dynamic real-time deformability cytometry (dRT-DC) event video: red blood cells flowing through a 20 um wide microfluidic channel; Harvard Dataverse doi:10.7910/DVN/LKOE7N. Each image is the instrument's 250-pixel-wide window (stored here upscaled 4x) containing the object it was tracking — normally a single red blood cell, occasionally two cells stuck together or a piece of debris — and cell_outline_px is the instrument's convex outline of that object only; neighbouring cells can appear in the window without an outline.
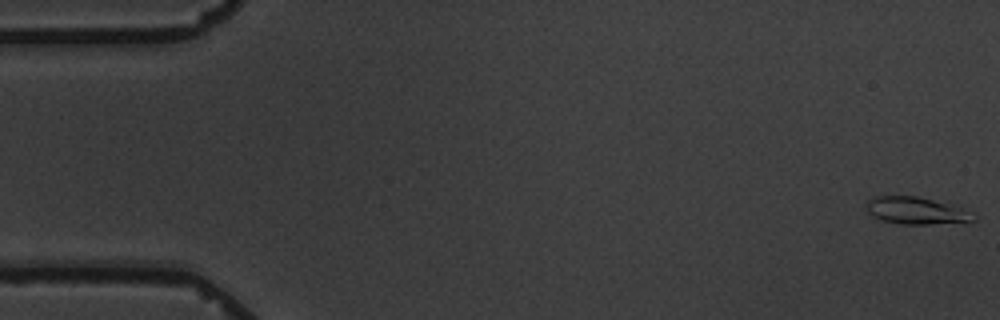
{"species": "common noctule bat (a hibernating species)", "species_latin": "Nyctalus noctula", "temperature_condition": "warm", "stored_images_in_passage": 5, "camera_frame_rate_fps": 3000, "um_per_image_px": 0.085, "animal": {"sex": "male", "body_mass_g": 19.5, "forearm_length_mm": 54.6}, "frame": {"image": 1, "passage_image": 1, "time_ms": 0.0, "image_size_px": [1000, 320], "cell_outline_px": [[976, 220], [968, 224], [900, 224], [880, 220], [872, 216], [868, 212], [868, 200], [872, 196], [916, 196], [932, 200], [960, 208], [972, 212], [976, 216]], "centroid_in_image_um": [77.94, 17.94], "position_along_channel_um": 7.1, "area_um2": 17.17}}